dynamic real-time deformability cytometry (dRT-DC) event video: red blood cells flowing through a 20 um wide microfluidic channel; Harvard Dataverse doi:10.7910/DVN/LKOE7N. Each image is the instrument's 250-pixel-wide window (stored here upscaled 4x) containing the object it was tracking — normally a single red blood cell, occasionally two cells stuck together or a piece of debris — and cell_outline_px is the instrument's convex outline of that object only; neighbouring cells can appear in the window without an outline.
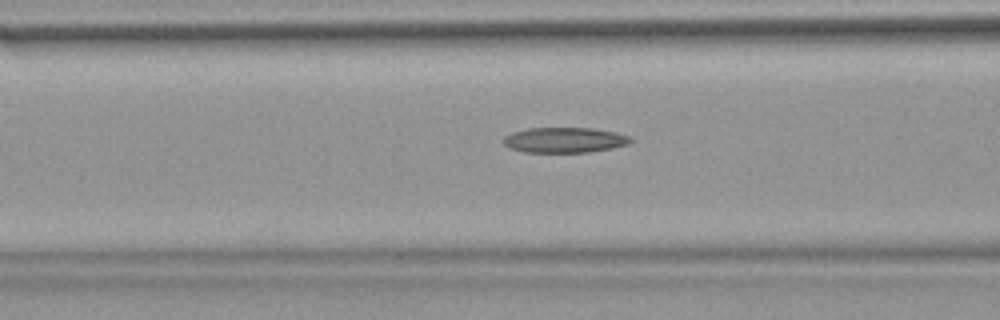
{"species": "common noctule bat (a hibernating species)", "species_latin": "Nyctalus noctula", "temperature_condition": "warm", "stored_images_in_passage": 31, "camera_frame_rate_fps": 3000, "um_per_image_px": 0.085, "animal": {"sex": "female", "body_mass_g": 18.4}, "frame": {"image": 1, "passage_image": 10, "time_ms": 3.0, "image_size_px": [1000, 320], "cell_outline_px": [[632, 140], [628, 144], [612, 148], [588, 152], [524, 152], [508, 148], [504, 144], [504, 136], [512, 132], [528, 128], [592, 128], [616, 132], [632, 136]], "centroid_in_image_um": [47.99, 11.9], "position_along_channel_um": 118.6, "area_um2": 18.84}}